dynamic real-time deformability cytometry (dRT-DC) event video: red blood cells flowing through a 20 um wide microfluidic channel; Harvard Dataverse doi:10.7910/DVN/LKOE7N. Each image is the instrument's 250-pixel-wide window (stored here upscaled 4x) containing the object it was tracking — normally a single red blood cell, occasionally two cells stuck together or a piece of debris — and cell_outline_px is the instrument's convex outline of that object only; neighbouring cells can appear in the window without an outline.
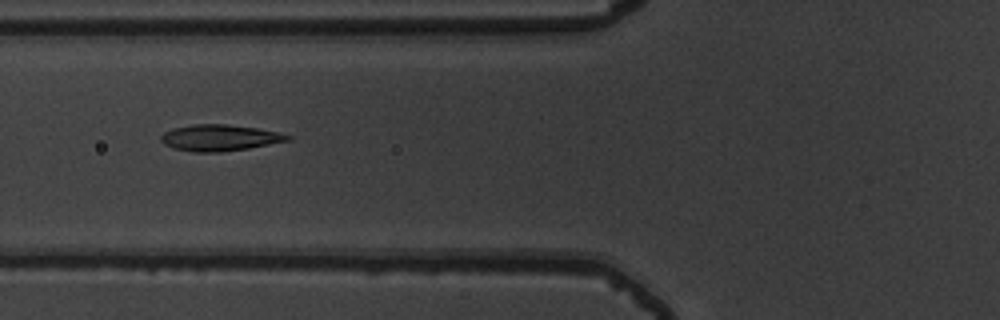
{"species": "common noctule bat (a hibernating species)", "species_latin": "Nyctalus noctula", "temperature_condition": "warm", "stored_images_in_passage": 54, "camera_frame_rate_fps": 3000, "um_per_image_px": 0.085, "animal": {"sex": "male", "body_mass_g": 19.5, "forearm_length_mm": 54.6}, "frame": {"image": 1, "passage_image": 22, "time_ms": 7.0, "image_size_px": [1000, 320], "cell_outline_px": [[292, 140], [248, 148], [220, 152], [196, 152], [172, 148], [164, 144], [160, 140], [160, 136], [164, 132], [172, 128], [192, 124], [224, 124], [256, 128], [276, 132], [292, 136]], "centroid_in_image_um": [18.63, 11.71], "position_along_channel_um": 107.2, "area_um2": 19.36}}
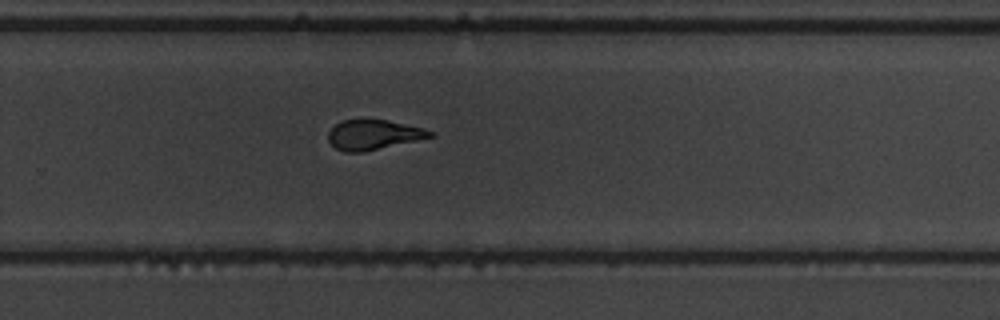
{"frame": {"image": 2, "passage_image": 37, "time_ms": 12.0, "image_size_px": [1000, 320], "cell_outline_px": [[432, 136], [416, 140], [360, 152], [344, 152], [336, 148], [328, 140], [328, 132], [336, 124], [344, 120], [388, 120], [424, 128], [432, 132]], "centroid_in_image_um": [31.71, 11.44], "position_along_channel_um": 298.1, "area_um2": 17.22}}
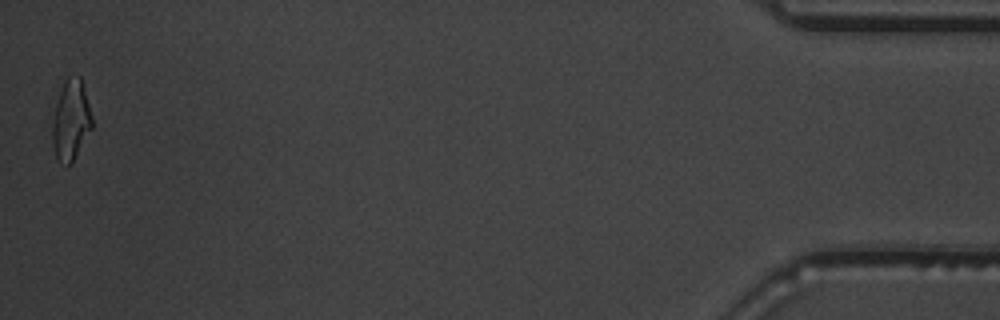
{"frame": {"image": 3, "passage_image": 54, "time_ms": 17.667, "image_size_px": [1000, 320], "cell_outline_px": [[92, 128], [72, 160], [68, 164], [56, 156], [52, 144], [52, 124], [56, 104], [64, 80], [68, 76], [80, 76], [92, 116]], "centroid_in_image_um": [6.02, 10.16], "position_along_channel_um": 429.2, "area_um2": 17.92}, "authors_computed_cell_mechanics": {"area_um2": 18.7561, "velocity_mm_per_s": 3.8277, "shape_relaxation_time_tau1_ms": 4.4592, "shape_relaxation_time_tau2_ms": 1.0513, "deformation_change_tau1": 0.1995, "deformation_change_tau2": 0.0835}}